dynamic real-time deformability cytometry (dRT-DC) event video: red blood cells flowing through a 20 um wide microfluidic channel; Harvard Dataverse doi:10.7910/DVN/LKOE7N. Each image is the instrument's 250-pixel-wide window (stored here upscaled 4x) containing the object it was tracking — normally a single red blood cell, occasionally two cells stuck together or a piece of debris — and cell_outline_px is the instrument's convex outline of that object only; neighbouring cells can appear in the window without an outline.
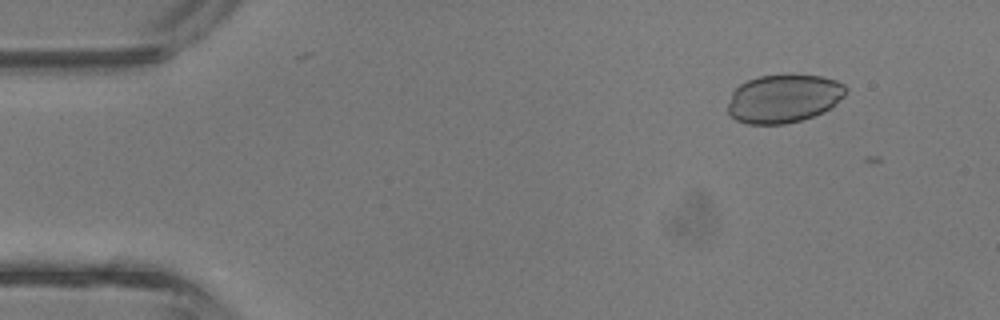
{"species": "common noctule bat (a hibernating species)", "species_latin": "Nyctalus noctula", "temperature_condition": "room temperature", "stored_images_in_passage": 8, "camera_frame_rate_fps": 3000, "um_per_image_px": 0.085, "animal": {"sex": "male", "body_mass_g": 13.3}, "frame": {"image": 1, "passage_image": 5, "time_ms": 1.333, "image_size_px": [1000, 320], "cell_outline_px": [[848, 92], [836, 104], [824, 112], [800, 120], [784, 124], [748, 124], [736, 120], [728, 112], [728, 104], [732, 92], [740, 84], [748, 80], [760, 76], [792, 72], [820, 76], [836, 80], [844, 84], [848, 88]], "centroid_in_image_um": [66.65, 8.34], "position_along_channel_um": 18.4, "area_um2": 33.87}}